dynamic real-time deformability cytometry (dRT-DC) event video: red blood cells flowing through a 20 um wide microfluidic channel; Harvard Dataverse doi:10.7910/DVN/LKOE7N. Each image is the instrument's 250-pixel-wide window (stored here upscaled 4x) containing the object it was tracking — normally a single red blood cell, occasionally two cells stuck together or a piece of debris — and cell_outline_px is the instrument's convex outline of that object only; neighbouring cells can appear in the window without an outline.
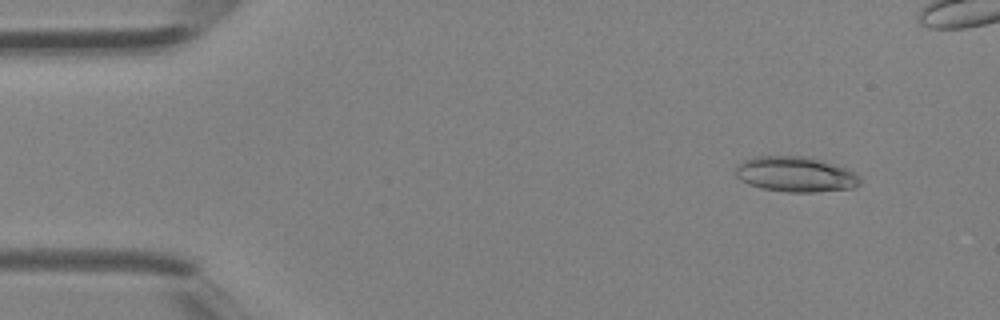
{"species": "Egyptian fruit bat (a non-hibernating species)", "species_latin": "Rousettus aegyptiacus", "temperature_condition": "room temperature", "stored_images_in_passage": 4, "camera_frame_rate_fps": 3000, "um_per_image_px": 0.085, "animal": {"sex": "female"}, "frame": {"image": 1, "passage_image": 1, "time_ms": 0.0, "image_size_px": [1000, 320], "cell_outline_px": [[860, 184], [852, 188], [816, 192], [784, 192], [760, 188], [748, 184], [740, 180], [736, 176], [736, 164], [744, 160], [756, 156], [808, 156], [856, 172], [860, 176]], "centroid_in_image_um": [67.59, 14.82], "position_along_channel_um": 17.4, "area_um2": 25.72}}